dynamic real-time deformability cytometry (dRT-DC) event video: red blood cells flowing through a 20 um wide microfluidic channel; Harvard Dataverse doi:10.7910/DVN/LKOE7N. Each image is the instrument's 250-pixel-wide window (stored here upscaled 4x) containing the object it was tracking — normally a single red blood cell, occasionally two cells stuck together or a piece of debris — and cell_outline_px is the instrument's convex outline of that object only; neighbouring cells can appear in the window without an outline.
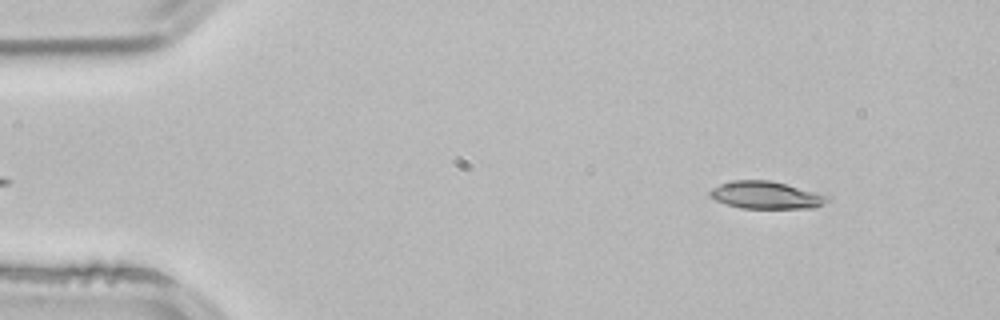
{"species": "common noctule bat (a hibernating species)", "species_latin": "Nyctalus noctula", "temperature_condition": "room temperature", "stored_images_in_passage": 2, "camera_frame_rate_fps": 3000, "um_per_image_px": 0.085, "animal": {"sex": "male", "body_mass_g": 21.5, "forearm_length_mm": 52.0}, "frame": {"image": 1, "passage_image": 2, "time_ms": 0.333, "image_size_px": [1000, 320], "cell_outline_px": [[832, 200], [816, 208], [740, 208], [716, 200], [708, 192], [712, 188], [720, 184], [736, 180], [768, 180], [832, 196]], "centroid_in_image_um": [65.19, 16.59], "position_along_channel_um": 19.8, "area_um2": 18.67}}